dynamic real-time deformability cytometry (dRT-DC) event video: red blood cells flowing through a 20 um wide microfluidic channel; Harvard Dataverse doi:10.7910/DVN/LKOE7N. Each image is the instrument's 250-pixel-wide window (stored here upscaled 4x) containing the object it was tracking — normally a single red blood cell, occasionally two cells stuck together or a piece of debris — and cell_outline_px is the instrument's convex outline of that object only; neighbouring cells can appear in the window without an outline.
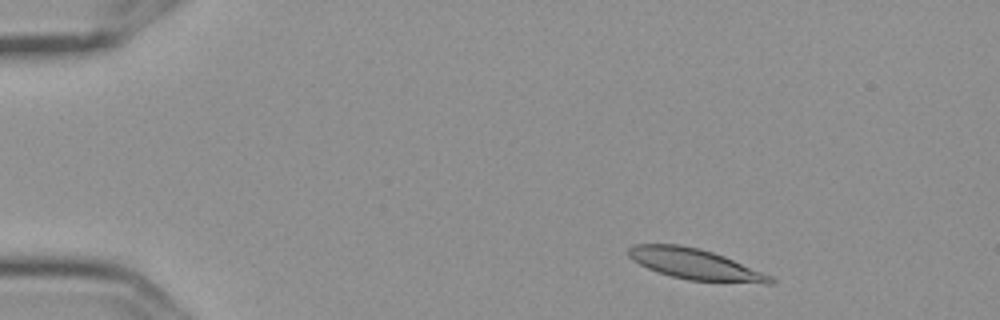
{"species": "Egyptian fruit bat (a non-hibernating species)", "species_latin": "Rousettus aegyptiacus", "temperature_condition": "cold", "stored_images_in_passage": 9, "camera_frame_rate_fps": 3000, "um_per_image_px": 0.085, "frame": {"image": 1, "passage_image": 1, "time_ms": 0.0, "image_size_px": [1000, 320], "cell_outline_px": [[776, 280], [772, 284], [764, 284], [688, 280], [672, 276], [648, 268], [632, 260], [628, 256], [628, 248], [632, 244], [680, 244], [700, 248], [724, 256], [772, 276]], "centroid_in_image_um": [59.1, 22.45], "position_along_channel_um": 25.9, "area_um2": 25.43}}
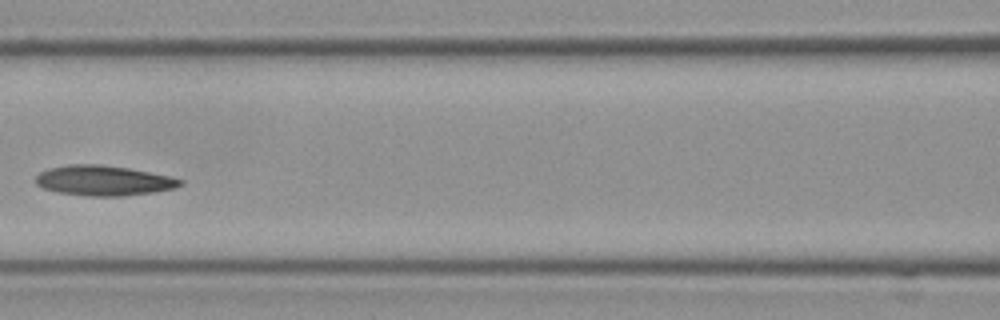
{"frame": {"image": 2, "passage_image": 6, "time_ms": 1.667, "image_size_px": [1000, 320], "cell_outline_px": [[184, 184], [176, 188], [156, 192], [120, 196], [88, 196], [56, 192], [44, 188], [36, 184], [36, 176], [40, 172], [48, 168], [68, 164], [100, 164], [128, 168], [168, 176], [184, 180]], "centroid_in_image_um": [8.81, 15.35], "position_along_channel_um": 157.8, "area_um2": 25.43}}
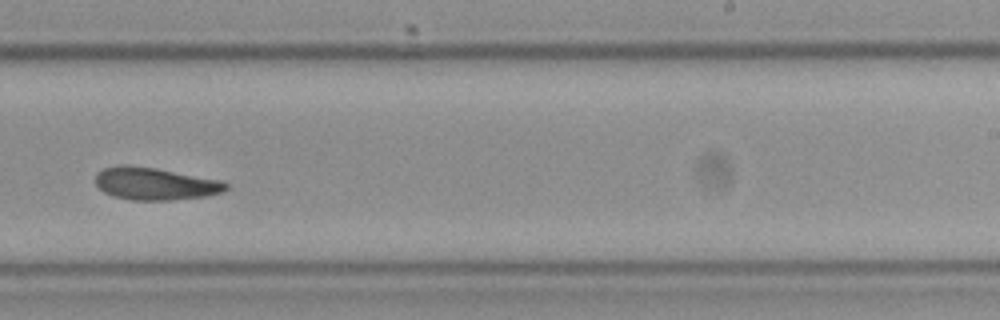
{"frame": {"image": 3, "passage_image": 9, "time_ms": 2.667, "image_size_px": [1000, 320], "cell_outline_px": [[228, 188], [224, 192], [204, 196], [168, 200], [132, 200], [112, 196], [104, 192], [96, 184], [96, 172], [104, 168], [120, 164], [128, 164], [156, 168], [224, 180], [228, 184]], "centroid_in_image_um": [13.19, 15.6], "position_along_channel_um": 275.8, "area_um2": 24.91}}